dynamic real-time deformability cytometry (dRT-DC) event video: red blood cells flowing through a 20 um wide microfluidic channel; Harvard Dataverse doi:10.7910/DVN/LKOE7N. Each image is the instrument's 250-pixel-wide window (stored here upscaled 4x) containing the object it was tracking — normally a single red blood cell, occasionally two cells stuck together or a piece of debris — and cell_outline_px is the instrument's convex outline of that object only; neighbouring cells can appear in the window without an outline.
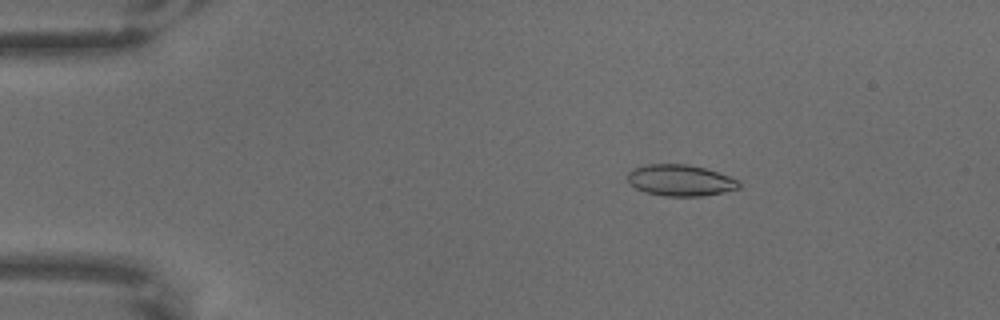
{"species": "common noctule bat (a hibernating species)", "species_latin": "Nyctalus noctula", "temperature_condition": "warm", "stored_images_in_passage": 64, "camera_frame_rate_fps": 3000, "um_per_image_px": 0.085, "animal": {"sex": "male", "body_mass_g": 18.8}, "frame": {"image": 1, "passage_image": 11, "time_ms": 3.333, "image_size_px": [1000, 320], "cell_outline_px": [[740, 188], [724, 192], [704, 196], [664, 196], [644, 192], [636, 188], [628, 180], [628, 172], [636, 168], [648, 164], [688, 164], [704, 168], [740, 180]], "centroid_in_image_um": [57.85, 15.34], "position_along_channel_um": 27.1, "area_um2": 20.23}}
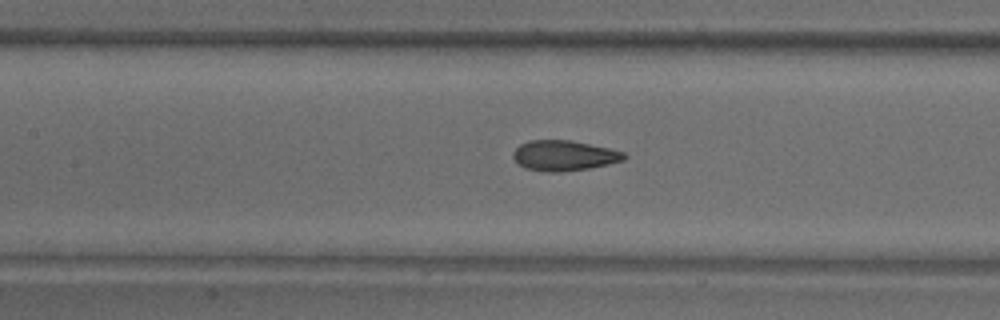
{"frame": {"image": 2, "passage_image": 30, "time_ms": 9.667, "image_size_px": [1000, 320], "cell_outline_px": [[628, 156], [624, 160], [608, 164], [588, 168], [560, 172], [548, 172], [524, 168], [512, 156], [512, 152], [520, 144], [528, 140], [572, 140], [608, 148], [624, 152]], "centroid_in_image_um": [47.93, 13.22], "position_along_channel_um": 159.5, "area_um2": 19.59}}
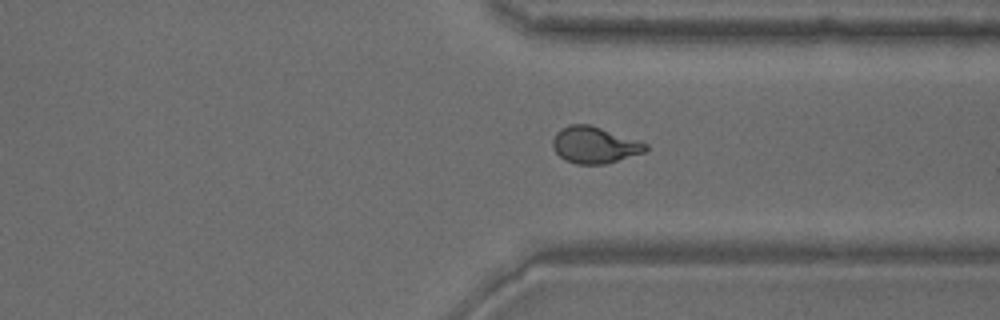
{"frame": {"image": 3, "passage_image": 49, "time_ms": 16.0, "image_size_px": [1000, 320], "cell_outline_px": [[648, 148], [644, 152], [604, 164], [576, 164], [564, 160], [556, 152], [552, 144], [552, 140], [556, 132], [560, 128], [568, 124], [588, 124], [648, 144]], "centroid_in_image_um": [50.48, 12.32], "position_along_channel_um": 360.9, "area_um2": 19.54}}